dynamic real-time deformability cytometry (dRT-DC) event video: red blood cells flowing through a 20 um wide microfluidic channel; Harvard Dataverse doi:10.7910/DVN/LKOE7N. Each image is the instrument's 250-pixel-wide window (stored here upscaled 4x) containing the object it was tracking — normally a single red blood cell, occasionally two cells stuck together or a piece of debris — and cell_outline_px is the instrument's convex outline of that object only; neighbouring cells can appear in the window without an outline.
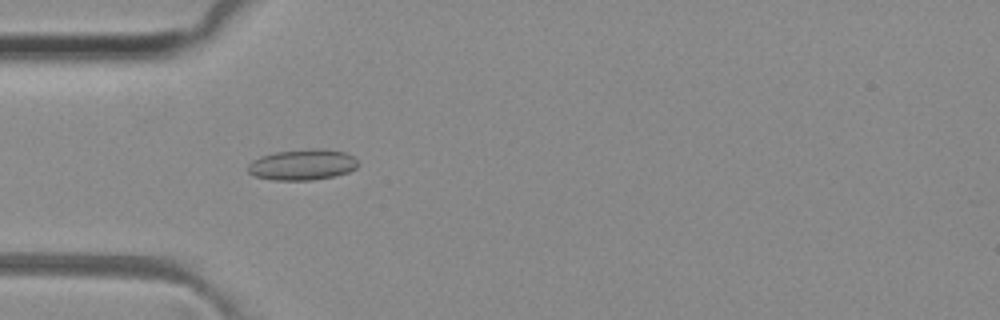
{"species": "common noctule bat (a hibernating species)", "species_latin": "Nyctalus noctula", "temperature_condition": "room temperature", "stored_images_in_passage": 34, "camera_frame_rate_fps": 3000, "um_per_image_px": 0.085, "animal": {"sex": "female", "body_mass_g": 29.2, "forearm_length_mm": 56.3}, "frame": {"image": 1, "passage_image": 2, "time_ms": 0.333, "image_size_px": [1000, 320], "cell_outline_px": [[360, 164], [356, 168], [348, 172], [332, 176], [312, 180], [272, 180], [256, 176], [248, 172], [248, 164], [252, 160], [260, 156], [276, 152], [312, 148], [316, 148], [344, 152], [352, 156]], "centroid_in_image_um": [25.69, 13.99], "position_along_channel_um": 59.3, "area_um2": 19.71}}
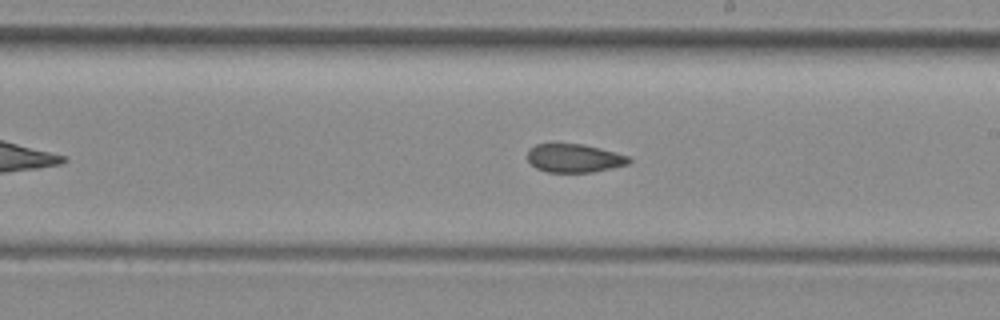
{"frame": {"image": 2, "passage_image": 16, "time_ms": 5.0, "image_size_px": [1000, 320], "cell_outline_px": [[632, 160], [628, 164], [592, 172], [548, 172], [536, 168], [528, 160], [528, 152], [536, 144], [580, 144], [600, 148], [628, 156]], "centroid_in_image_um": [48.82, 13.45], "position_along_channel_um": 240.2, "area_um2": 16.53}}
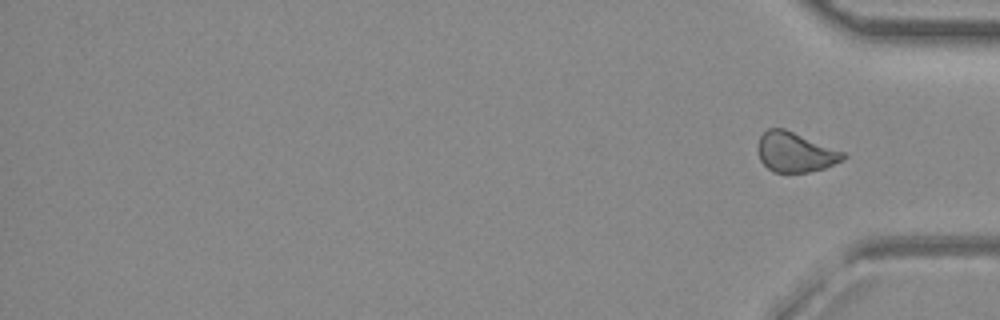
{"frame": {"image": 3, "passage_image": 34, "time_ms": 11.0, "image_size_px": [1000, 320], "cell_outline_px": [[848, 156], [844, 160], [824, 168], [808, 172], [772, 172], [760, 160], [760, 136], [768, 128], [784, 128], [844, 152]], "centroid_in_image_um": [67.63, 12.94], "position_along_channel_um": 367.6, "area_um2": 19.48}, "authors_computed_cell_mechanics": {"area_um2": 17.7157, "velocity_mm_per_s": 4.1065, "shape_relaxation_time_tau1_ms": null, "shape_relaxation_time_tau2_ms": 2.0201, "deformation_change_tau1": null, "deformation_change_tau2": 0.0748}}